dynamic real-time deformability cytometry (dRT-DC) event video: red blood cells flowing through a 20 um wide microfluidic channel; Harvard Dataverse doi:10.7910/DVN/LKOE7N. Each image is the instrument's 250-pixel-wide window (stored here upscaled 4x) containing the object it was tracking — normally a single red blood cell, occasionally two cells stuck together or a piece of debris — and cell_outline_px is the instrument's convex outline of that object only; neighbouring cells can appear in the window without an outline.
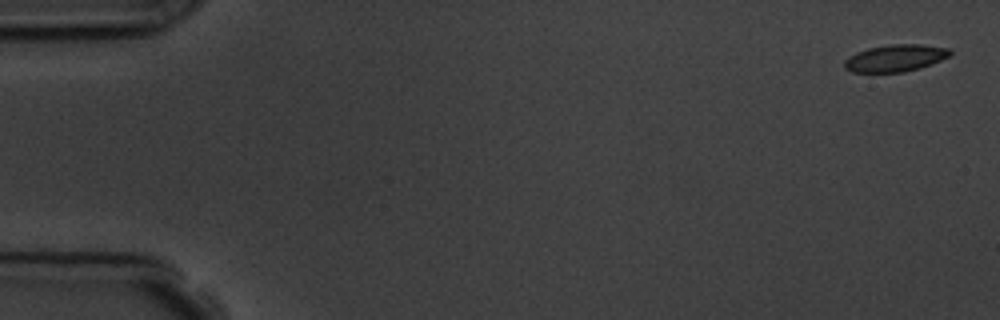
{"species": "common noctule bat (a hibernating species)", "species_latin": "Nyctalus noctula", "temperature_condition": "room temperature", "stored_images_in_passage": 6, "camera_frame_rate_fps": 3000, "um_per_image_px": 0.085, "animal": {"sex": "male", "body_mass_g": 19.5, "forearm_length_mm": 54.6}, "frame": {"image": 1, "passage_image": 1, "time_ms": 0.0, "image_size_px": [1000, 320], "cell_outline_px": [[952, 52], [948, 56], [932, 64], [920, 68], [904, 72], [852, 72], [844, 68], [844, 60], [848, 56], [856, 52], [868, 48], [892, 44], [920, 44], [952, 48]], "centroid_in_image_um": [76.1, 4.93], "position_along_channel_um": 8.9, "area_um2": 16.76}}
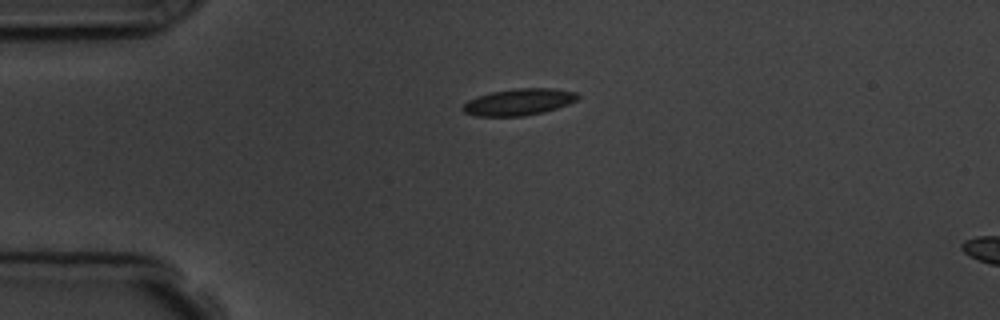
{"frame": {"image": 2, "passage_image": 4, "time_ms": 4.0, "image_size_px": [1000, 320], "cell_outline_px": [[580, 96], [576, 100], [568, 104], [544, 112], [524, 116], [476, 116], [464, 112], [460, 108], [468, 100], [476, 96], [492, 92], [516, 88], [552, 88], [576, 92]], "centroid_in_image_um": [44.08, 8.67], "position_along_channel_um": 40.9, "area_um2": 17.86}}